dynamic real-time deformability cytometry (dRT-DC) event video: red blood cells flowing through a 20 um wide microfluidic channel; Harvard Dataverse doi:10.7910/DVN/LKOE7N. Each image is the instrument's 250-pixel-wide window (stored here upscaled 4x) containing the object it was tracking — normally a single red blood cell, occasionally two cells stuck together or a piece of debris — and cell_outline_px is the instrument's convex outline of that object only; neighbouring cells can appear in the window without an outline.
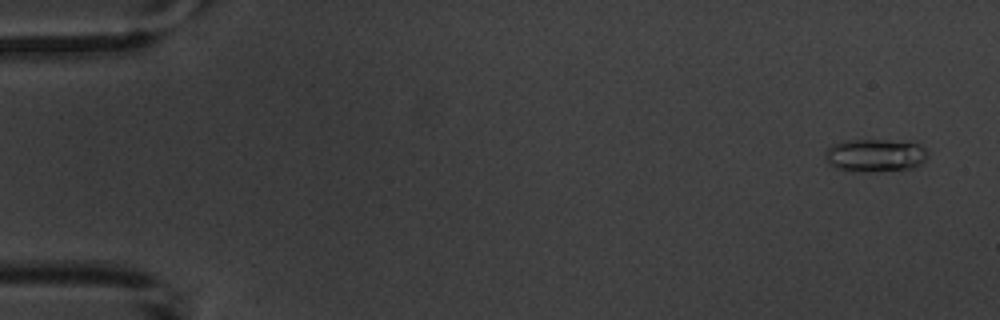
{"species": "common noctule bat (a hibernating species)", "species_latin": "Nyctalus noctula", "temperature_condition": "warm", "stored_images_in_passage": 4, "camera_frame_rate_fps": 3000, "um_per_image_px": 0.085, "animal": {"sex": "male", "body_mass_g": 20.1, "forearm_length_mm": 53.5}, "frame": {"image": 1, "passage_image": 1, "time_ms": 0.0, "image_size_px": [1000, 320], "cell_outline_px": [[928, 156], [920, 164], [912, 168], [872, 172], [856, 172], [840, 168], [828, 164], [824, 160], [824, 152], [832, 144], [844, 140], [888, 140], [920, 144], [928, 152]], "centroid_in_image_um": [74.35, 13.2], "position_along_channel_um": 10.6, "area_um2": 19.83}}